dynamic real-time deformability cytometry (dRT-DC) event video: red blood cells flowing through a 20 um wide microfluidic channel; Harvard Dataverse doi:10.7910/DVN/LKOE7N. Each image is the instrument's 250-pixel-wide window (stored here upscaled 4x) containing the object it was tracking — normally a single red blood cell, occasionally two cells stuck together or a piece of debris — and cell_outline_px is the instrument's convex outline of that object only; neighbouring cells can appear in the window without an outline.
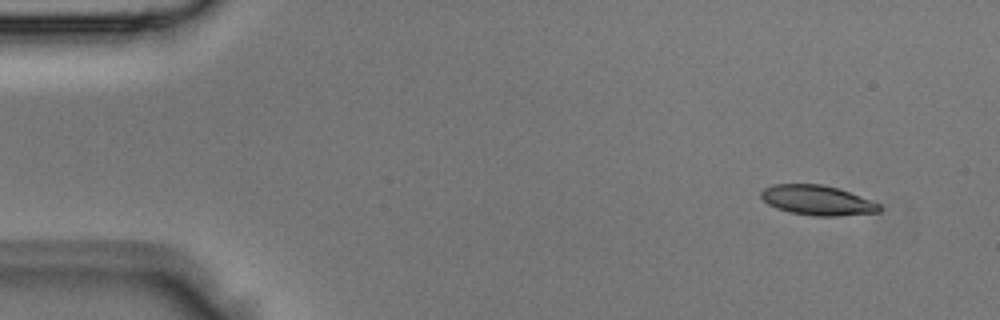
{"species": "Egyptian fruit bat (a non-hibernating species)", "species_latin": "Rousettus aegyptiacus", "temperature_condition": "room temperature", "stored_images_in_passage": 3, "camera_frame_rate_fps": 3000, "um_per_image_px": 0.085, "animal": {"sex": "male"}, "frame": {"image": 1, "passage_image": 1, "time_ms": 0.0, "image_size_px": [1000, 320], "cell_outline_px": [[880, 212], [836, 216], [816, 216], [788, 212], [776, 208], [768, 204], [760, 196], [760, 192], [764, 188], [772, 184], [820, 184], [840, 188], [880, 204]], "centroid_in_image_um": [69.45, 17.02], "position_along_channel_um": 15.6, "area_um2": 20.63}}
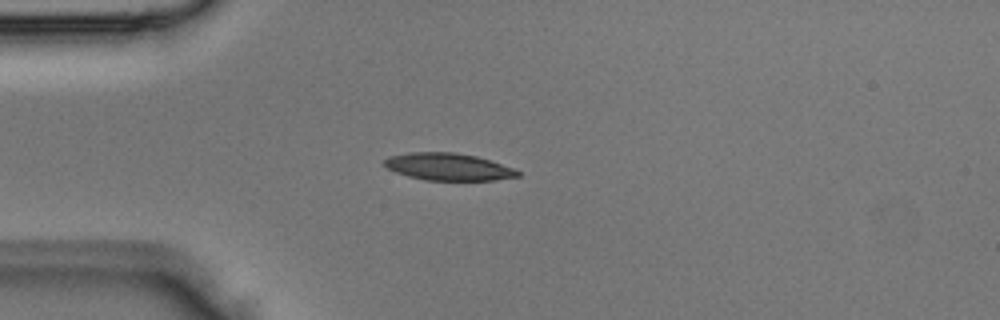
{"frame": {"image": 2, "passage_image": 3, "time_ms": 0.667, "image_size_px": [1000, 320], "cell_outline_px": [[520, 176], [492, 180], [428, 180], [408, 176], [396, 172], [388, 168], [384, 164], [384, 160], [388, 156], [408, 152], [456, 152], [476, 156], [516, 168], [520, 172]], "centroid_in_image_um": [38.12, 14.16], "position_along_channel_um": 46.9, "area_um2": 21.15}}